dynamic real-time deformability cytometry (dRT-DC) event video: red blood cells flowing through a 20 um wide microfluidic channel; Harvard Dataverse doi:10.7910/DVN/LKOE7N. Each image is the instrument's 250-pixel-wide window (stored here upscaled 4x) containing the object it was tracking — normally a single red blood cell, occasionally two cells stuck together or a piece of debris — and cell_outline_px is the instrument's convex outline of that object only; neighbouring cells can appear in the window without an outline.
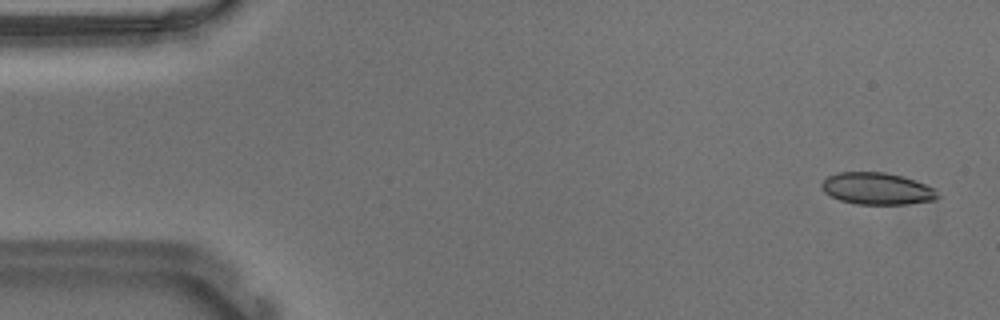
{"species": "Egyptian fruit bat (a non-hibernating species)", "species_latin": "Rousettus aegyptiacus", "temperature_condition": "warm", "stored_images_in_passage": 52, "camera_frame_rate_fps": 3000, "um_per_image_px": 0.085, "animal": {"sex": "male"}, "frame": {"image": 1, "passage_image": 2, "time_ms": 0.333, "image_size_px": [1000, 320], "cell_outline_px": [[940, 196], [936, 200], [908, 204], [856, 204], [840, 200], [824, 192], [820, 188], [820, 184], [828, 176], [836, 172], [884, 172], [900, 176], [936, 188]], "centroid_in_image_um": [74.54, 16.04], "position_along_channel_um": 10.5, "area_um2": 21.62}}
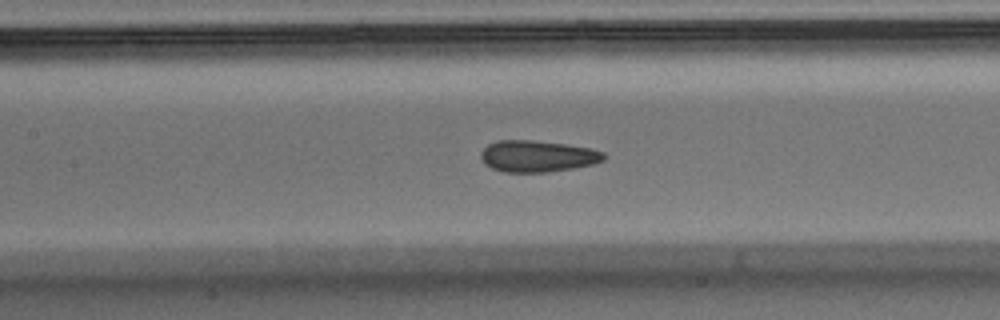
{"frame": {"image": 2, "passage_image": 24, "time_ms": 7.667, "image_size_px": [1000, 320], "cell_outline_px": [[608, 156], [604, 160], [592, 164], [572, 168], [548, 172], [504, 172], [492, 168], [484, 164], [480, 156], [480, 152], [488, 144], [496, 140], [532, 140], [564, 144], [592, 148], [604, 152]], "centroid_in_image_um": [45.68, 13.27], "position_along_channel_um": 161.7, "area_um2": 22.72}}
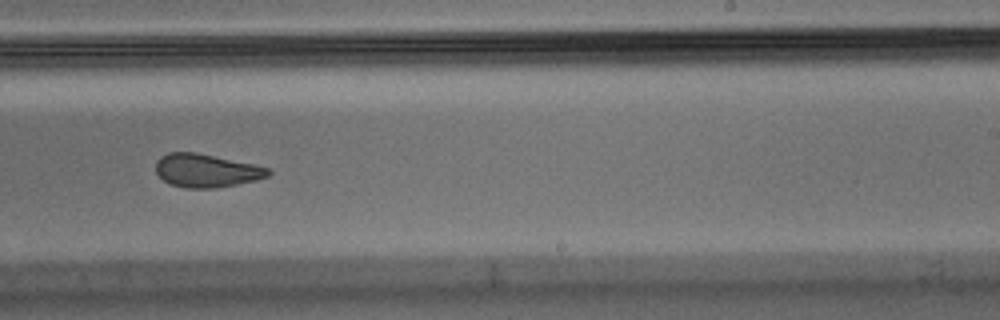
{"frame": {"image": 3, "passage_image": 33, "time_ms": 10.667, "image_size_px": [1000, 320], "cell_outline_px": [[272, 172], [268, 176], [256, 180], [216, 188], [184, 188], [172, 184], [164, 180], [156, 172], [156, 160], [160, 156], [168, 152], [196, 152], [272, 168]], "centroid_in_image_um": [17.55, 14.49], "position_along_channel_um": 271.5, "area_um2": 21.85}}